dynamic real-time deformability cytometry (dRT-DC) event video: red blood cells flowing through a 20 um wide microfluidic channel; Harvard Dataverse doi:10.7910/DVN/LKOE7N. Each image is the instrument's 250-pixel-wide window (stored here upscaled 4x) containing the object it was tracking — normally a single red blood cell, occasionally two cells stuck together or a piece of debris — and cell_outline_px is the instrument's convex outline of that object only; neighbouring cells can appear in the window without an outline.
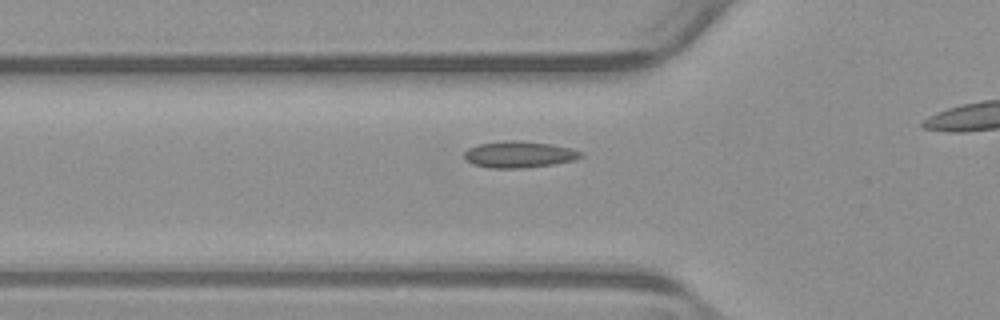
{"species": "common noctule bat (a hibernating species)", "species_latin": "Nyctalus noctula", "temperature_condition": "warm", "stored_images_in_passage": 36, "camera_frame_rate_fps": 3000, "um_per_image_px": 0.085, "animal": {"sex": "male", "body_mass_g": 23.1, "forearm_length_mm": 52.7}, "frame": {"image": 1, "passage_image": 11, "time_ms": 3.333, "image_size_px": [1000, 320], "cell_outline_px": [[584, 156], [572, 160], [552, 164], [524, 168], [488, 168], [472, 164], [464, 156], [464, 152], [468, 148], [476, 144], [504, 140], [520, 140], [552, 144], [572, 148], [584, 152]], "centroid_in_image_um": [44.12, 13.11], "position_along_channel_um": 81.7, "area_um2": 18.21}}
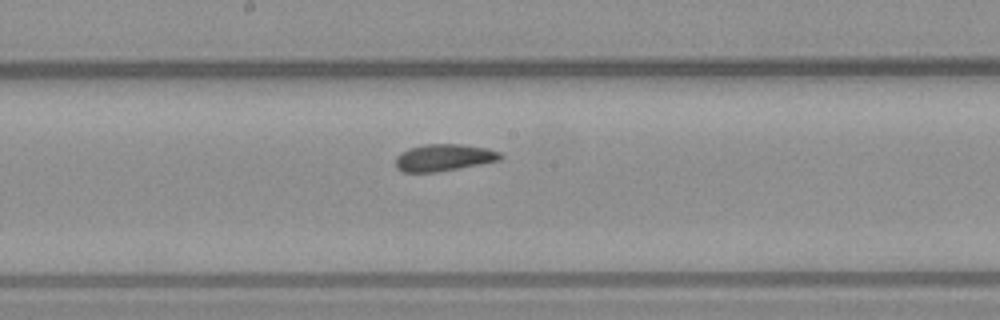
{"frame": {"image": 2, "passage_image": 21, "time_ms": 6.667, "image_size_px": [1000, 320], "cell_outline_px": [[504, 156], [500, 160], [480, 164], [436, 172], [404, 172], [396, 168], [396, 156], [400, 152], [408, 148], [424, 144], [460, 144], [484, 148], [500, 152]], "centroid_in_image_um": [37.69, 13.39], "position_along_channel_um": 210.5, "area_um2": 16.42}}
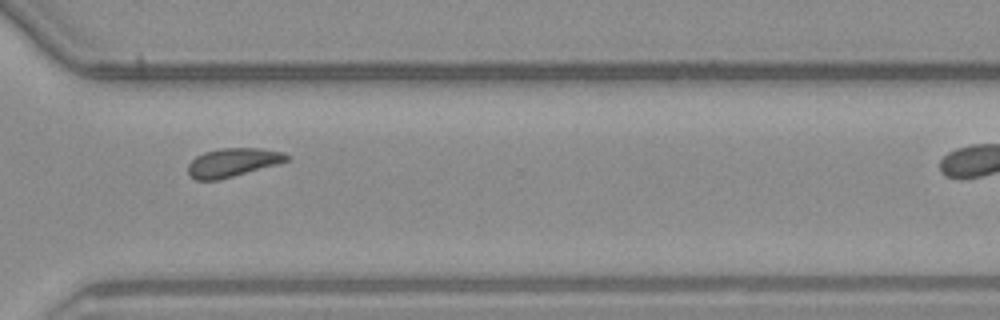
{"frame": {"image": 3, "passage_image": 32, "time_ms": 10.333, "image_size_px": [1000, 320], "cell_outline_px": [[292, 156], [288, 160], [276, 164], [220, 180], [196, 180], [188, 176], [188, 164], [196, 156], [204, 152], [220, 148], [260, 148], [284, 152]], "centroid_in_image_um": [19.77, 13.81], "position_along_channel_um": 350.8, "area_um2": 16.53}}